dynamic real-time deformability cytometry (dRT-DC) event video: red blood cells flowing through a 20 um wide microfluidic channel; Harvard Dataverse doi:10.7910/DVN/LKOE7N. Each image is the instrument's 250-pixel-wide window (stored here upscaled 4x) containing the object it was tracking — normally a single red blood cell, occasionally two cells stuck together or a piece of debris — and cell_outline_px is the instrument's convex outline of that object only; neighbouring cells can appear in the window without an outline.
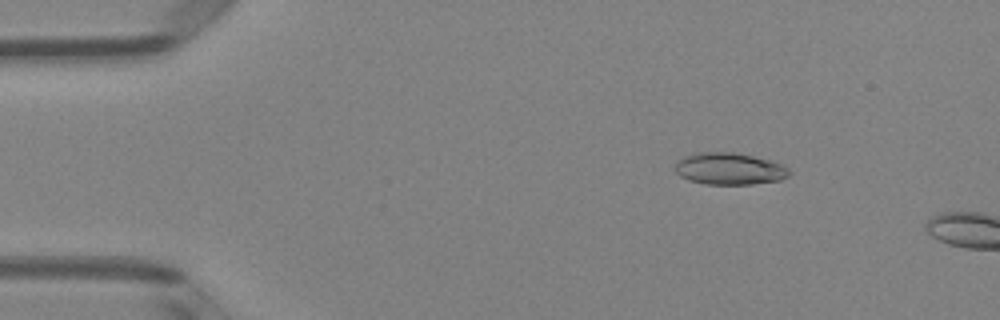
{"species": "Egyptian fruit bat (a non-hibernating species)", "species_latin": "Rousettus aegyptiacus", "temperature_condition": "room temperature", "stored_images_in_passage": 9, "camera_frame_rate_fps": 3000, "um_per_image_px": 0.085, "animal": {"sex": "female"}, "frame": {"image": 1, "passage_image": 6, "time_ms": 1.667, "image_size_px": [1000, 320], "cell_outline_px": [[792, 172], [788, 176], [780, 180], [752, 184], [704, 184], [688, 180], [680, 176], [676, 172], [676, 164], [684, 156], [696, 152], [732, 152], [772, 160], [784, 164]], "centroid_in_image_um": [62.03, 14.34], "position_along_channel_um": 23.0, "area_um2": 21.33}}